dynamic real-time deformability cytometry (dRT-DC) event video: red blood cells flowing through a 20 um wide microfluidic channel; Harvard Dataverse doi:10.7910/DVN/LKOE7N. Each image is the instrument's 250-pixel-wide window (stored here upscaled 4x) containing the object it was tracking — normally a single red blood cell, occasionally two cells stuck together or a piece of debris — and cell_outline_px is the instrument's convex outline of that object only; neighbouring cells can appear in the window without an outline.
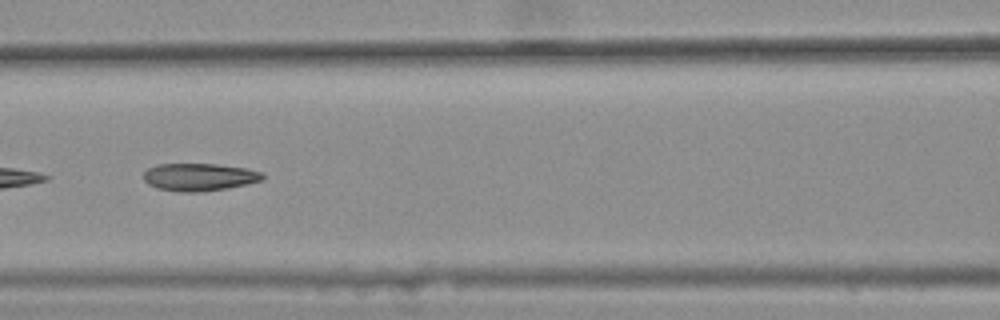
{"species": "common noctule bat (a hibernating species)", "species_latin": "Nyctalus noctula", "temperature_condition": "warm", "stored_images_in_passage": 12, "camera_frame_rate_fps": 3000, "um_per_image_px": 0.085, "animal": {"sex": "female", "body_mass_g": 25.1}, "frame": {"image": 1, "passage_image": 6, "time_ms": 1.667, "image_size_px": [1000, 320], "cell_outline_px": [[264, 180], [248, 184], [200, 192], [180, 192], [156, 188], [148, 184], [144, 180], [144, 172], [148, 168], [156, 164], [216, 164], [248, 168], [264, 172]], "centroid_in_image_um": [16.96, 15.04], "position_along_channel_um": 149.6, "area_um2": 19.31}}
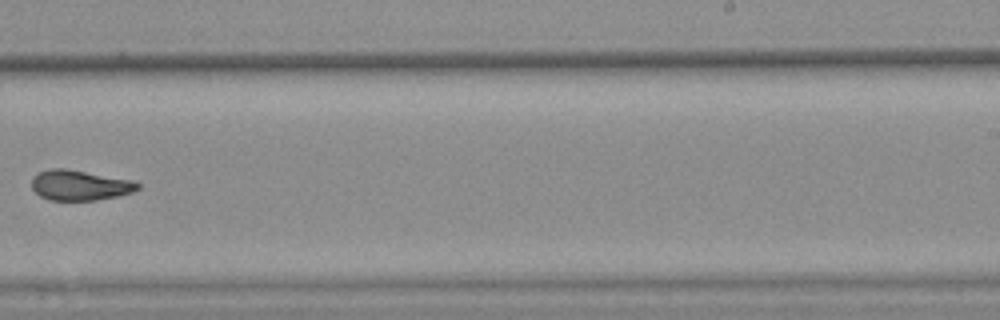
{"frame": {"image": 2, "passage_image": 9, "time_ms": 2.667, "image_size_px": [1000, 320], "cell_outline_px": [[140, 188], [132, 192], [116, 196], [96, 200], [48, 200], [40, 196], [32, 188], [32, 176], [48, 168], [64, 168], [128, 180], [140, 184]], "centroid_in_image_um": [6.72, 15.75], "position_along_channel_um": 282.3, "area_um2": 18.38}}
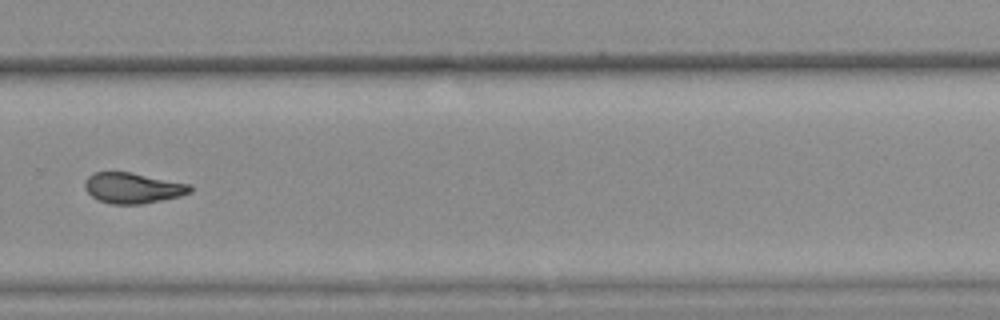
{"frame": {"image": 3, "passage_image": 10, "time_ms": 3.0, "image_size_px": [1000, 320], "cell_outline_px": [[192, 192], [180, 196], [140, 204], [112, 204], [96, 200], [84, 188], [84, 184], [88, 176], [92, 172], [132, 172], [192, 184]], "centroid_in_image_um": [11.29, 15.97], "position_along_channel_um": 318.5, "area_um2": 18.96}}